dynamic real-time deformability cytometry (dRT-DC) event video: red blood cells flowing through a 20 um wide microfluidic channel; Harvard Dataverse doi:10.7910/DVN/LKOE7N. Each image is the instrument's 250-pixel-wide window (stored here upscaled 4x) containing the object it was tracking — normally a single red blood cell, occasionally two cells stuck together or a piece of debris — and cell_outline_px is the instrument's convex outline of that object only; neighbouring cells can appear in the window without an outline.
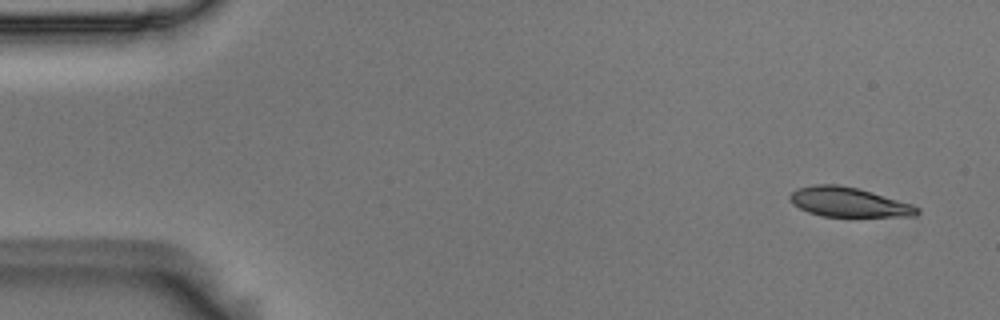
{"species": "Egyptian fruit bat (a non-hibernating species)", "species_latin": "Rousettus aegyptiacus", "temperature_condition": "room temperature", "stored_images_in_passage": 3, "camera_frame_rate_fps": 3000, "um_per_image_px": 0.085, "animal": {"sex": "male"}, "frame": {"image": 1, "passage_image": 1, "time_ms": 0.0, "image_size_px": [1000, 320], "cell_outline_px": [[920, 212], [916, 216], [852, 220], [820, 216], [808, 212], [792, 204], [788, 200], [788, 196], [796, 188], [812, 184], [836, 184], [856, 188], [872, 192], [912, 204], [920, 208]], "centroid_in_image_um": [72.17, 17.25], "position_along_channel_um": 12.8, "area_um2": 23.35}}
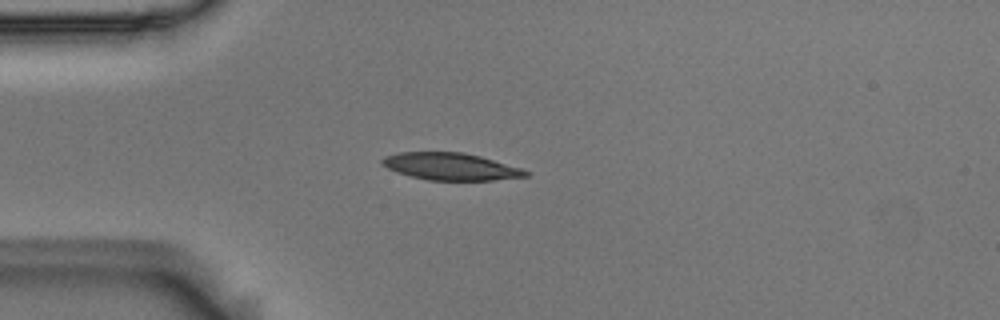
{"frame": {"image": 2, "passage_image": 3, "time_ms": 0.667, "image_size_px": [1000, 320], "cell_outline_px": [[528, 176], [492, 180], [428, 180], [396, 172], [380, 164], [380, 160], [384, 156], [400, 152], [464, 152], [480, 156], [520, 168], [528, 172]], "centroid_in_image_um": [38.25, 14.15], "position_along_channel_um": 46.8, "area_um2": 22.54}}